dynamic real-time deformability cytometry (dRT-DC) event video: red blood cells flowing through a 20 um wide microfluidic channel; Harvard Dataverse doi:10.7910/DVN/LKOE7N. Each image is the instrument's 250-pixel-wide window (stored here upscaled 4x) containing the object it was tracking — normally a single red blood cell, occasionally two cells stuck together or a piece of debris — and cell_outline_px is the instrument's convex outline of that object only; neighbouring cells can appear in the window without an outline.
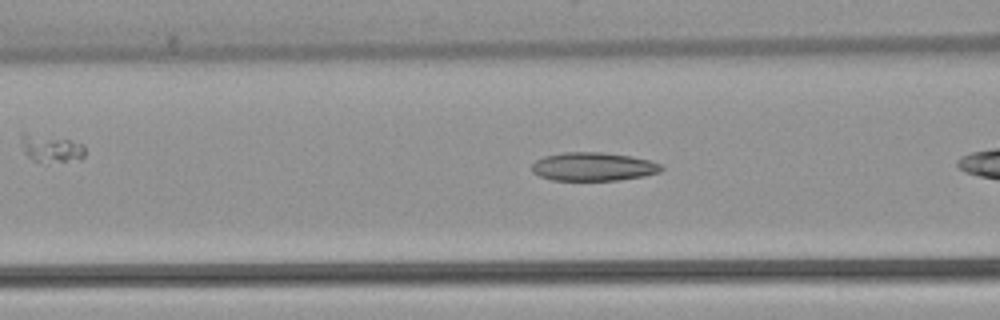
{"species": "common noctule bat (a hibernating species)", "species_latin": "Nyctalus noctula", "temperature_condition": "warm", "stored_images_in_passage": 36, "camera_frame_rate_fps": 3000, "um_per_image_px": 0.085, "animal": {"sex": "female", "body_mass_g": 22.7, "forearm_length_mm": 54.2}, "frame": {"image": 1, "passage_image": 15, "time_ms": 4.667, "image_size_px": [1000, 320], "cell_outline_px": [[664, 168], [660, 172], [644, 176], [616, 180], [552, 180], [540, 176], [532, 172], [532, 164], [536, 160], [544, 156], [564, 152], [604, 152], [632, 156], [648, 160], [660, 164]], "centroid_in_image_um": [50.42, 14.16], "position_along_channel_um": 116.2, "area_um2": 21.5}}
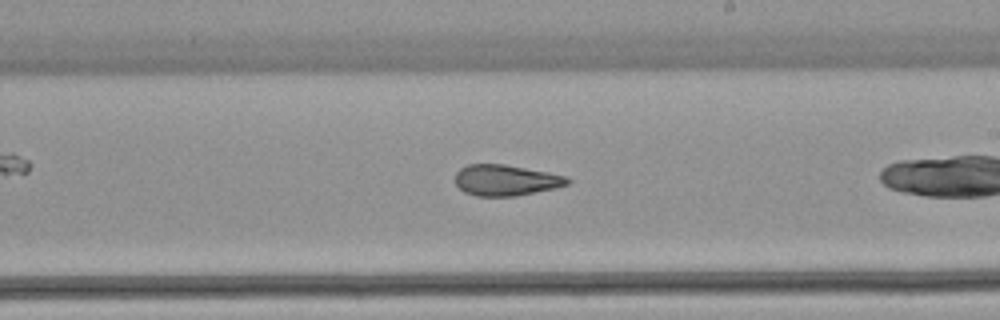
{"frame": {"image": 2, "passage_image": 25, "time_ms": 8.0, "image_size_px": [1000, 320], "cell_outline_px": [[572, 180], [568, 184], [556, 188], [516, 196], [476, 196], [464, 192], [456, 184], [456, 172], [460, 168], [468, 164], [504, 164], [548, 172], [568, 176]], "centroid_in_image_um": [43.02, 15.32], "position_along_channel_um": 246.0, "area_um2": 20.35}}
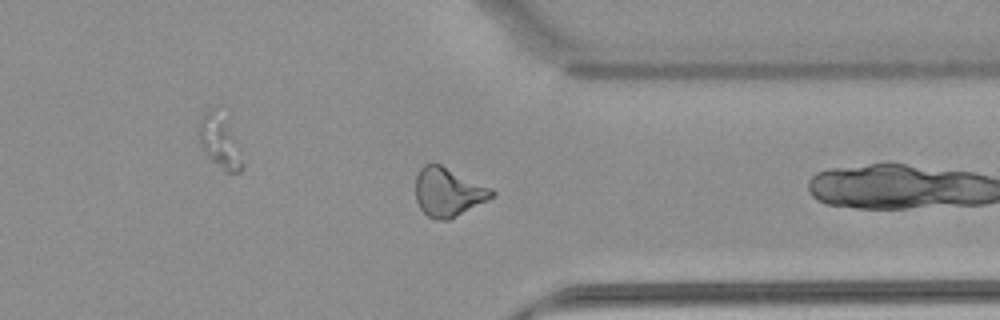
{"frame": {"image": 3, "passage_image": 35, "time_ms": 11.333, "image_size_px": [1000, 320], "cell_outline_px": [[496, 196], [448, 220], [436, 220], [428, 216], [420, 208], [416, 200], [416, 176], [420, 168], [424, 164], [440, 164], [492, 188], [496, 192]], "centroid_in_image_um": [38.11, 16.33], "position_along_channel_um": 373.3, "area_um2": 21.62}}